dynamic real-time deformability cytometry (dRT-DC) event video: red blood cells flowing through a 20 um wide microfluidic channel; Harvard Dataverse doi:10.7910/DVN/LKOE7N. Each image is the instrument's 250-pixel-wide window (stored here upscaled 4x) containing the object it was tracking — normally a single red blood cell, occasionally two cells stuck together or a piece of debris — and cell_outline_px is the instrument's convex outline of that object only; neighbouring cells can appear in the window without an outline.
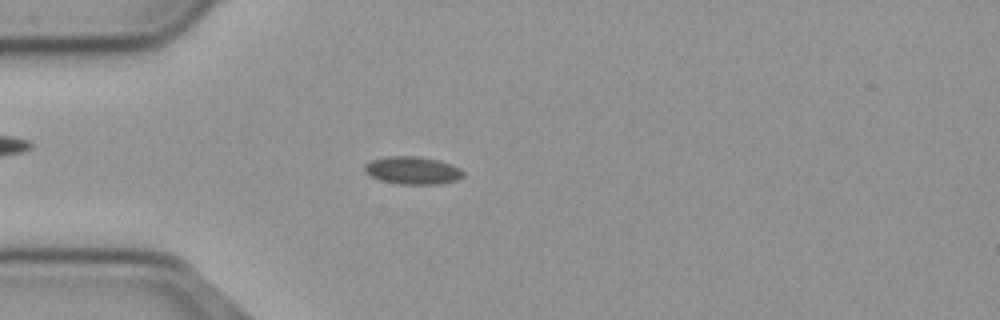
{"species": "common noctule bat (a hibernating species)", "species_latin": "Nyctalus noctula", "temperature_condition": "cold", "stored_images_in_passage": 55, "camera_frame_rate_fps": 3000, "um_per_image_px": 0.085, "animal": {"sex": "male", "body_mass_g": 23.1, "forearm_length_mm": 52.7}, "frame": {"image": 1, "passage_image": 15, "time_ms": 4.667, "image_size_px": [1000, 320], "cell_outline_px": [[464, 176], [456, 180], [440, 184], [400, 184], [380, 180], [364, 172], [364, 164], [372, 160], [392, 156], [416, 156], [436, 160], [460, 168], [464, 172]], "centroid_in_image_um": [35.06, 14.49], "position_along_channel_um": 49.9, "area_um2": 15.72}}
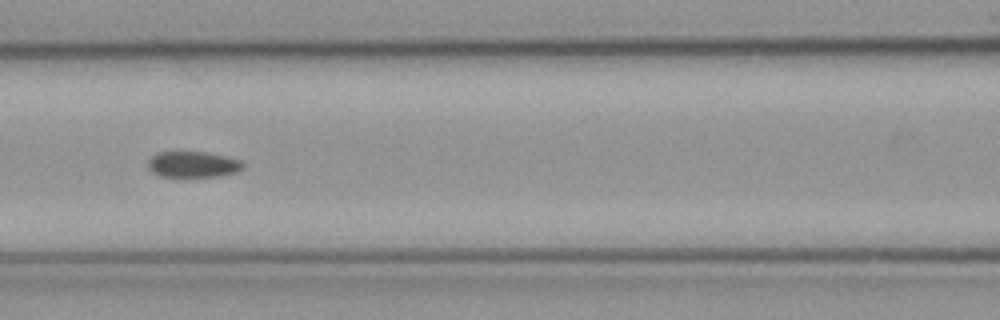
{"frame": {"image": 2, "passage_image": 24, "time_ms": 7.667, "image_size_px": [1000, 320], "cell_outline_px": [[244, 168], [236, 172], [220, 176], [184, 180], [160, 176], [152, 172], [148, 168], [148, 160], [152, 156], [160, 152], [204, 152], [224, 156], [240, 160], [244, 164]], "centroid_in_image_um": [16.38, 14.04], "position_along_channel_um": 150.2, "area_um2": 15.09}}
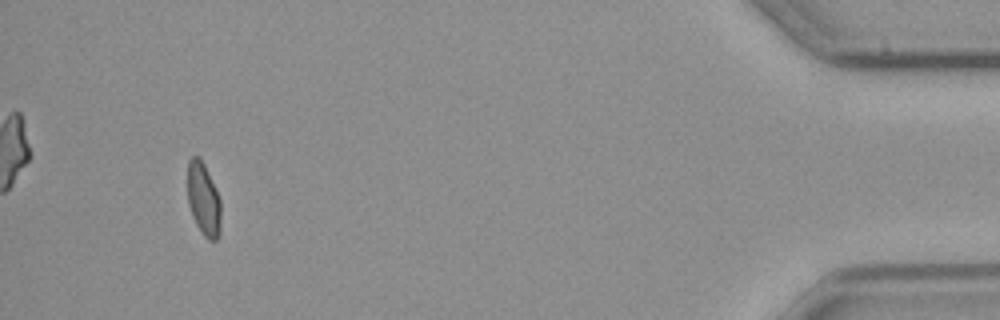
{"frame": {"image": 3, "passage_image": 52, "time_ms": 17.0, "image_size_px": [1000, 320], "cell_outline_px": [[220, 232], [216, 240], [208, 240], [204, 236], [196, 224], [192, 216], [188, 204], [188, 160], [192, 156], [196, 156], [204, 164], [220, 200]], "centroid_in_image_um": [17.28, 16.97], "position_along_channel_um": 417.9, "area_um2": 13.93}, "authors_computed_cell_mechanics": {"area_um2": 15.1436, "velocity_mm_per_s": 3.6931, "shape_relaxation_time_tau1_ms": null, "shape_relaxation_time_tau2_ms": 2.475, "deformation_change_tau1": null, "deformation_change_tau2": 0.0496}}